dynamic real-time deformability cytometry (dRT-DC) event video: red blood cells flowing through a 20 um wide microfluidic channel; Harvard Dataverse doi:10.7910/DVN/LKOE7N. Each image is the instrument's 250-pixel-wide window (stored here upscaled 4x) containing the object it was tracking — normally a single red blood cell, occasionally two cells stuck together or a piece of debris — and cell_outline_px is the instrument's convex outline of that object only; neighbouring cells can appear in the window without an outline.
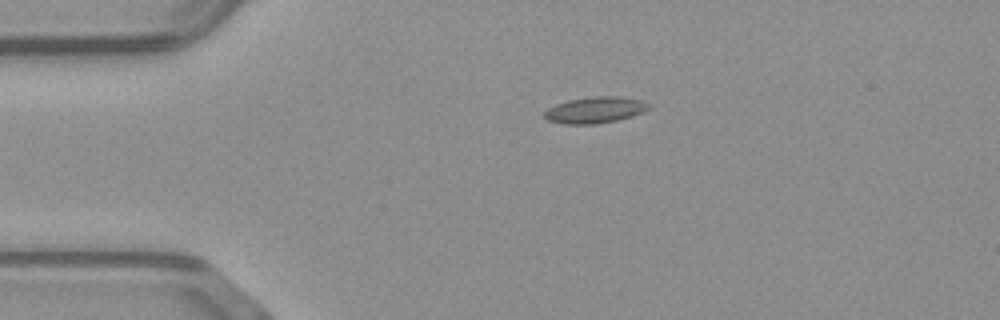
{"species": "common noctule bat (a hibernating species)", "species_latin": "Nyctalus noctula", "temperature_condition": "warm", "stored_images_in_passage": 3, "camera_frame_rate_fps": 3000, "um_per_image_px": 0.085, "animal": {"sex": "male", "body_mass_g": 23.1, "forearm_length_mm": 52.7}, "frame": {"image": 1, "passage_image": 1, "time_ms": 0.0, "image_size_px": [1000, 320], "cell_outline_px": [[652, 104], [648, 108], [640, 112], [616, 120], [596, 124], [564, 124], [548, 120], [544, 116], [544, 112], [548, 108], [556, 104], [568, 100], [592, 96], [616, 96], [640, 100]], "centroid_in_image_um": [50.53, 9.34], "position_along_channel_um": 34.5, "area_um2": 15.72}}